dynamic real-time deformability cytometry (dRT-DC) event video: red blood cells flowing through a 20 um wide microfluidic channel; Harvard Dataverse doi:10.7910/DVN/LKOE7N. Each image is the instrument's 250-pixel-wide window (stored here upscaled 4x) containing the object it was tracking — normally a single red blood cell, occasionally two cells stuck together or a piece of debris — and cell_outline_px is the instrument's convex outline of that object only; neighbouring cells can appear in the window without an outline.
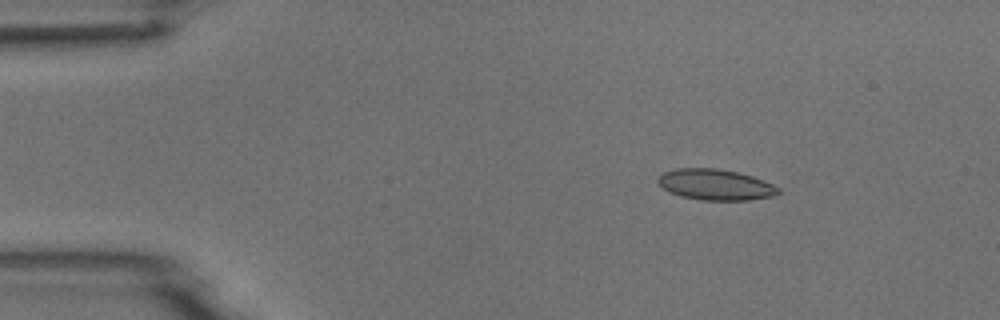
{"species": "common noctule bat (a hibernating species)", "species_latin": "Nyctalus noctula", "temperature_condition": "room temperature", "stored_images_in_passage": 7, "camera_frame_rate_fps": 3000, "um_per_image_px": 0.085, "animal": {"sex": "male", "body_mass_g": 18.8}, "frame": {"image": 1, "passage_image": 3, "time_ms": 2.333, "image_size_px": [1000, 320], "cell_outline_px": [[780, 192], [772, 196], [748, 200], [700, 200], [680, 196], [668, 192], [656, 180], [664, 172], [676, 168], [716, 168], [736, 172], [752, 176], [772, 184], [780, 188]], "centroid_in_image_um": [60.79, 15.7], "position_along_channel_um": 24.2, "area_um2": 21.56}}
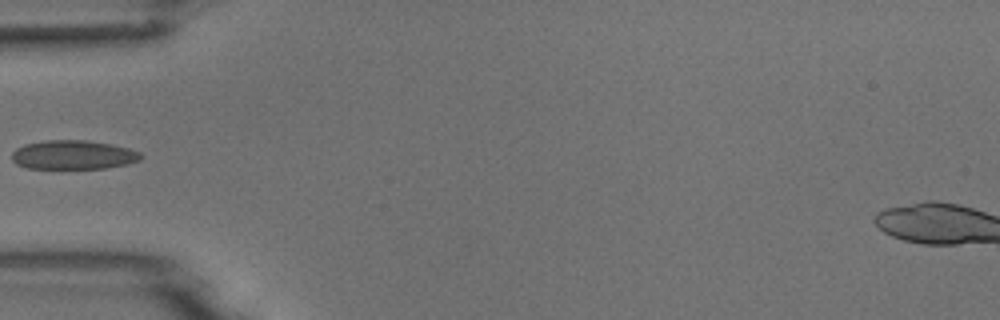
{"frame": {"image": 2, "passage_image": 6, "time_ms": 5.667, "image_size_px": [1000, 320], "cell_outline_px": [[144, 156], [140, 160], [124, 164], [104, 168], [28, 168], [16, 164], [12, 160], [12, 152], [16, 148], [24, 144], [44, 140], [84, 140], [112, 144], [128, 148], [140, 152]], "centroid_in_image_um": [6.21, 13.15], "position_along_channel_um": 78.8, "area_um2": 21.79}}